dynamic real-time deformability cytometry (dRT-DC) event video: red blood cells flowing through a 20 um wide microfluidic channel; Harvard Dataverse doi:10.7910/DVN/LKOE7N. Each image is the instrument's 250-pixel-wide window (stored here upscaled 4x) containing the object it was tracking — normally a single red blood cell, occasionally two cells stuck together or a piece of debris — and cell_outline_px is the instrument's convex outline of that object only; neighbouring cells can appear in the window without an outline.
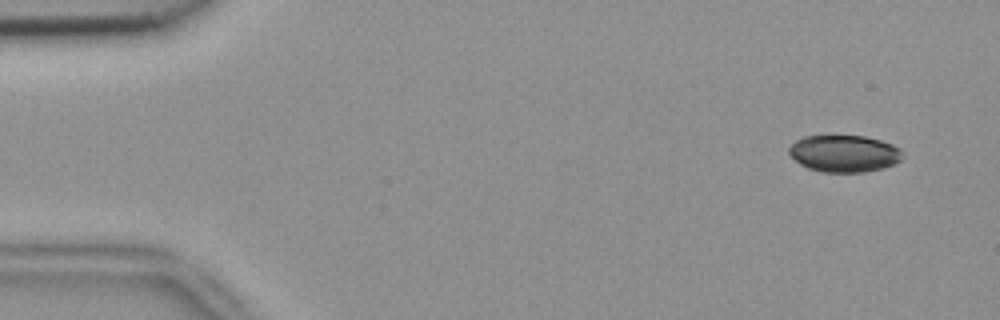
{"species": "common noctule bat (a hibernating species)", "species_latin": "Nyctalus noctula", "temperature_condition": "room temperature", "stored_images_in_passage": 51, "camera_frame_rate_fps": 3000, "um_per_image_px": 0.085, "animal": {"sex": "female", "body_mass_g": 18.4}, "frame": {"image": 1, "passage_image": 1, "time_ms": 0.0, "image_size_px": [1000, 320], "cell_outline_px": [[904, 156], [900, 160], [884, 168], [864, 172], [824, 172], [808, 168], [800, 164], [788, 152], [788, 148], [796, 140], [804, 136], [864, 136], [880, 140], [892, 144], [900, 148]], "centroid_in_image_um": [71.77, 13.05], "position_along_channel_um": 13.2, "area_um2": 24.39}}
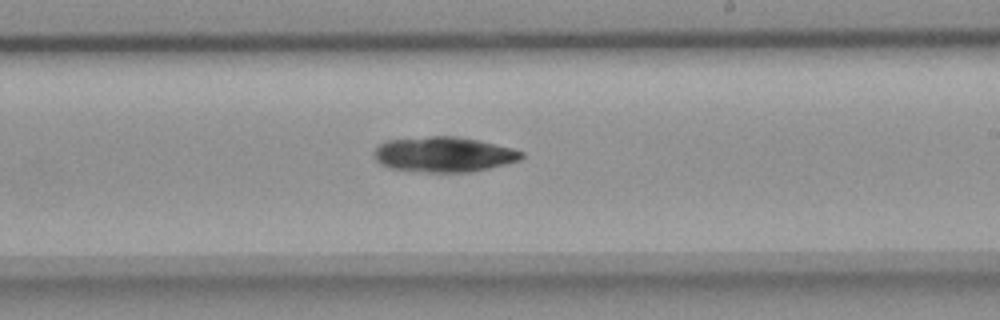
{"frame": {"image": 2, "passage_image": 29, "time_ms": 9.333, "image_size_px": [1000, 320], "cell_outline_px": [[524, 156], [520, 160], [472, 172], [420, 172], [388, 168], [380, 164], [372, 156], [372, 152], [384, 140], [428, 136], [456, 136], [480, 140], [512, 148], [524, 152]], "centroid_in_image_um": [37.68, 13.12], "position_along_channel_um": 251.3, "area_um2": 30.63}}
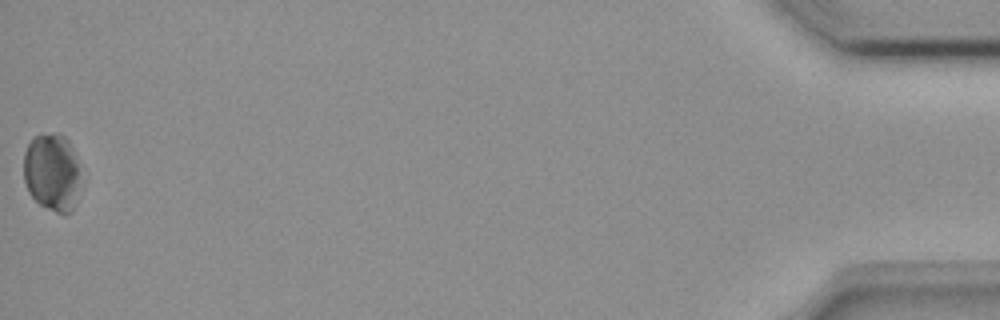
{"frame": {"image": 3, "passage_image": 51, "time_ms": 16.667, "image_size_px": [1000, 320], "cell_outline_px": [[76, 180], [68, 212], [56, 212], [40, 204], [28, 192], [24, 180], [24, 152], [28, 144], [36, 136], [56, 132], [64, 136], [68, 140], [72, 148], [76, 164]], "centroid_in_image_um": [4.3, 14.55], "position_along_channel_um": 430.9, "area_um2": 24.16}}